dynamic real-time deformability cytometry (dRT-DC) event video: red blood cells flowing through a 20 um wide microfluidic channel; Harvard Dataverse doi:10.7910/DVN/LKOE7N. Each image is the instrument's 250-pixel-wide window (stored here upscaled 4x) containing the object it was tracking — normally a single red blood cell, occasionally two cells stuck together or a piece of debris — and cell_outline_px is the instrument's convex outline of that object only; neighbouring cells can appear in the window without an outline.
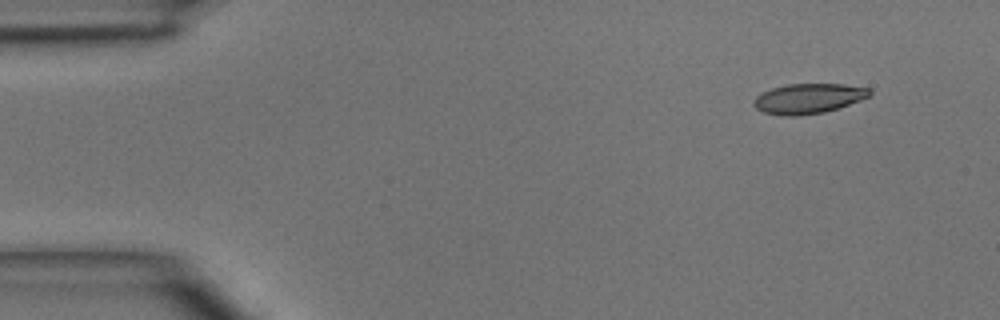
{"species": "common noctule bat (a hibernating species)", "species_latin": "Nyctalus noctula", "temperature_condition": "room temperature", "stored_images_in_passage": 5, "camera_frame_rate_fps": 3000, "um_per_image_px": 0.085, "animal": {"sex": "male", "body_mass_g": 15.6}, "frame": {"image": 1, "passage_image": 1, "time_ms": 0.0, "image_size_px": [1000, 320], "cell_outline_px": [[872, 92], [868, 96], [860, 100], [824, 112], [796, 116], [784, 116], [764, 112], [756, 108], [752, 104], [756, 96], [772, 88], [788, 84], [844, 84], [868, 88]], "centroid_in_image_um": [68.68, 8.37], "position_along_channel_um": 16.3, "area_um2": 20.0}}
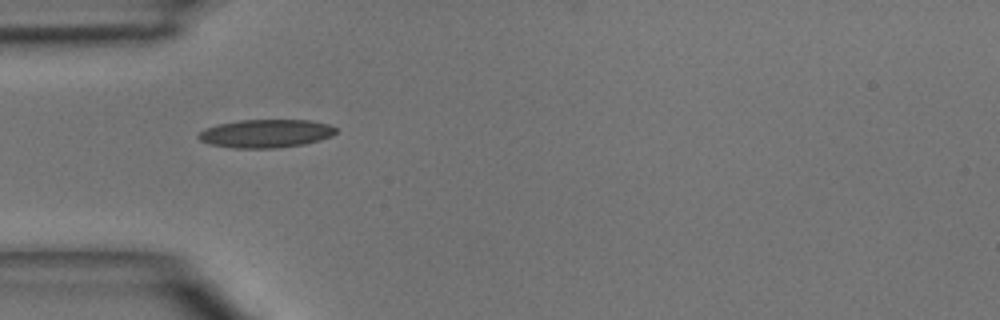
{"frame": {"image": 2, "passage_image": 4, "time_ms": 3.333, "image_size_px": [1000, 320], "cell_outline_px": [[336, 132], [332, 136], [320, 140], [304, 144], [276, 148], [232, 148], [208, 144], [200, 140], [196, 136], [204, 128], [220, 124], [240, 120], [308, 120], [328, 124], [336, 128]], "centroid_in_image_um": [22.58, 11.35], "position_along_channel_um": 62.4, "area_um2": 22.66}}